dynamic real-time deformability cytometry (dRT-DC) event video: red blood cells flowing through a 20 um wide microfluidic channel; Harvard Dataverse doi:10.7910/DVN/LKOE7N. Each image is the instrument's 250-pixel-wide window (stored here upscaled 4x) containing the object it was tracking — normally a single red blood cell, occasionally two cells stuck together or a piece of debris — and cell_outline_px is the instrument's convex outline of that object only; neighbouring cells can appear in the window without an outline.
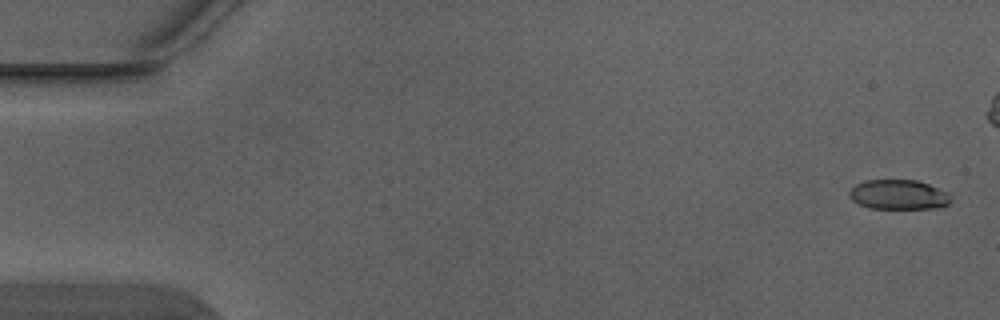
{"species": "Egyptian fruit bat (a non-hibernating species)", "species_latin": "Rousettus aegyptiacus", "temperature_condition": "warm", "stored_images_in_passage": 2, "segment_of_instrument_passage": [2, 2], "camera_frame_rate_fps": 3000, "um_per_image_px": 0.085, "animal": {"sex": "male"}, "frame": {"image": 1, "passage_image": 2, "time_ms": 0.333, "image_size_px": [1000, 320], "cell_outline_px": [[948, 204], [936, 208], [868, 208], [852, 200], [848, 196], [848, 192], [856, 184], [868, 180], [916, 180], [928, 184], [944, 192], [948, 196]], "centroid_in_image_um": [76.29, 16.54], "position_along_channel_um": 8.7, "area_um2": 17.17}}